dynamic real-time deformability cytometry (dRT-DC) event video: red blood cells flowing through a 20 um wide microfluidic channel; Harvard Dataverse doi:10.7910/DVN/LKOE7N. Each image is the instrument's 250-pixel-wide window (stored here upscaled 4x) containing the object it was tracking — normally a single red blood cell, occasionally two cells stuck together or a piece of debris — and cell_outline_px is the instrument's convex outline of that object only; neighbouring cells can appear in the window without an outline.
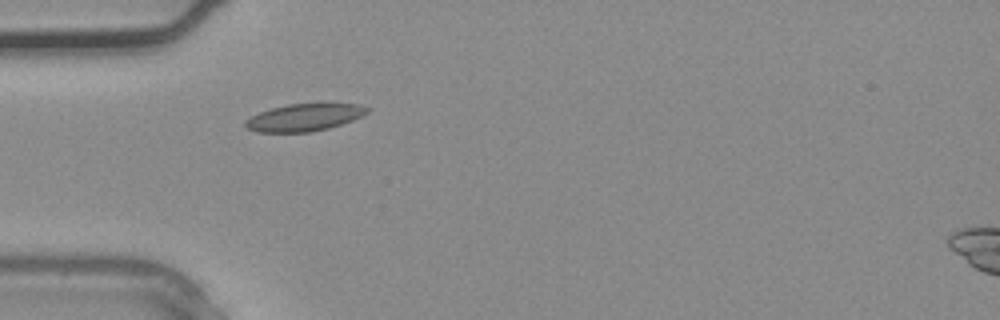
{"species": "common noctule bat (a hibernating species)", "species_latin": "Nyctalus noctula", "temperature_condition": "warm", "stored_images_in_passage": 23, "camera_frame_rate_fps": 3000, "um_per_image_px": 0.085, "animal": {"sex": "male", "body_mass_g": 20.4}, "frame": {"image": 1, "passage_image": 1, "time_ms": 0.0, "image_size_px": [1000, 320], "cell_outline_px": [[372, 108], [368, 112], [352, 120], [328, 128], [312, 132], [256, 132], [248, 128], [244, 124], [244, 120], [260, 112], [272, 108], [288, 104], [360, 104]], "centroid_in_image_um": [25.86, 9.98], "position_along_channel_um": 59.1, "area_um2": 19.19}}
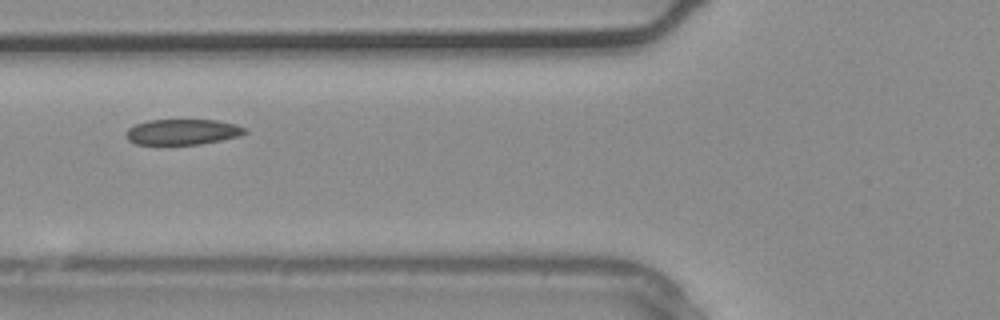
{"frame": {"image": 2, "passage_image": 4, "time_ms": 1.0, "image_size_px": [1000, 320], "cell_outline_px": [[248, 132], [240, 136], [200, 144], [136, 144], [128, 140], [124, 132], [128, 128], [136, 124], [148, 120], [216, 120], [236, 124], [248, 128]], "centroid_in_image_um": [15.53, 11.2], "position_along_channel_um": 110.3, "area_um2": 17.8}}